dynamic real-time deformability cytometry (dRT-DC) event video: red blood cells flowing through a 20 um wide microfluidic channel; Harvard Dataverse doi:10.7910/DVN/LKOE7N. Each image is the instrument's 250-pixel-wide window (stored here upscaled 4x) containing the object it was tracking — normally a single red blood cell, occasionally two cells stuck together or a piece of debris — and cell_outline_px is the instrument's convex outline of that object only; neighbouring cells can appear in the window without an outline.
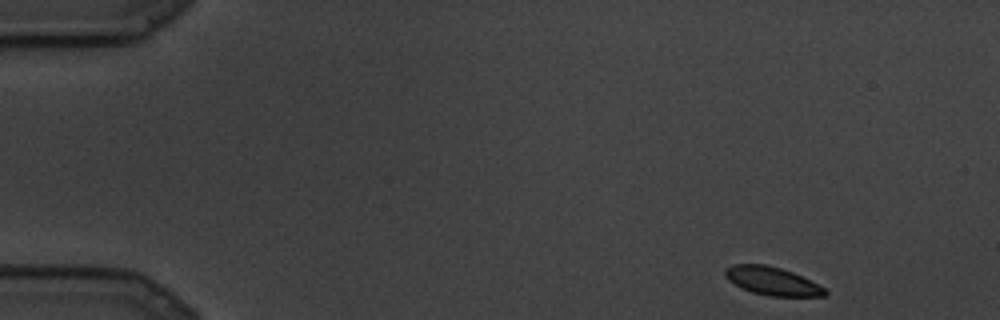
{"species": "common noctule bat (a hibernating species)", "species_latin": "Nyctalus noctula", "temperature_condition": "cold", "stored_images_in_passage": 77, "camera_frame_rate_fps": 3000, "um_per_image_px": 0.085, "animal": {"sex": "male", "body_mass_g": 19.5, "forearm_length_mm": 54.6}, "frame": {"image": 1, "passage_image": 1, "time_ms": 0.0, "image_size_px": [1000, 320], "cell_outline_px": [[828, 292], [824, 296], [768, 296], [752, 292], [740, 288], [728, 280], [724, 276], [724, 268], [732, 264], [764, 264], [780, 268], [792, 272], [824, 288]], "centroid_in_image_um": [65.56, 23.89], "position_along_channel_um": 19.4, "area_um2": 16.36}}
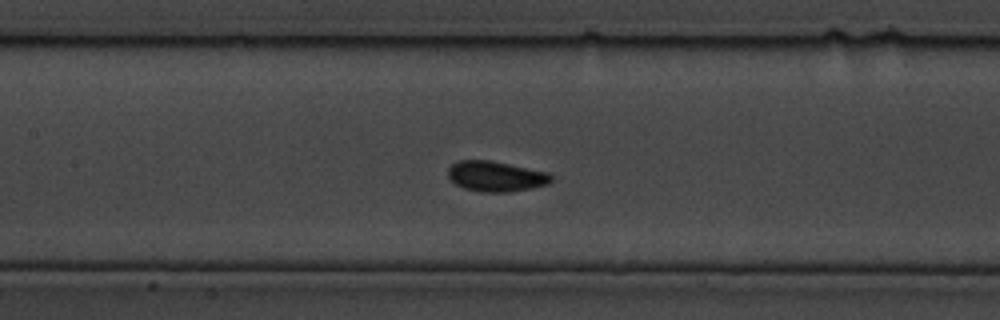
{"frame": {"image": 2, "passage_image": 35, "time_ms": 11.333, "image_size_px": [1000, 320], "cell_outline_px": [[552, 180], [548, 184], [508, 192], [480, 192], [464, 188], [456, 184], [448, 176], [448, 168], [452, 164], [460, 160], [492, 160], [548, 172], [552, 176]], "centroid_in_image_um": [42.14, 14.98], "position_along_channel_um": 165.3, "area_um2": 18.21}}
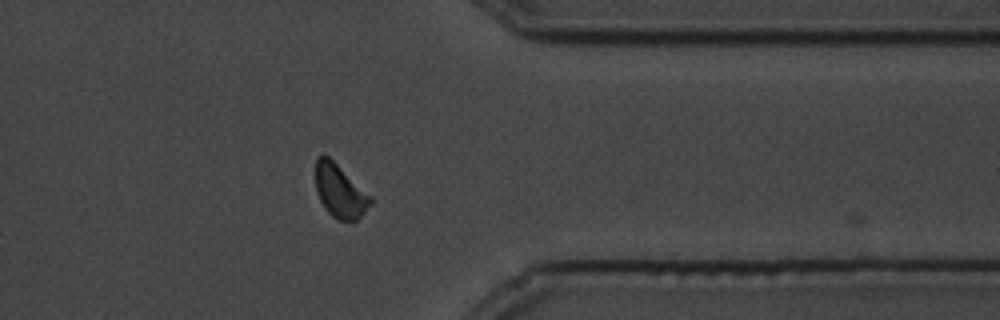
{"frame": {"image": 3, "passage_image": 66, "time_ms": 21.667, "image_size_px": [1000, 320], "cell_outline_px": [[372, 204], [356, 220], [336, 220], [324, 208], [316, 192], [316, 156], [328, 156], [372, 196]], "centroid_in_image_um": [28.89, 16.25], "position_along_channel_um": 382.5, "area_um2": 16.94}}